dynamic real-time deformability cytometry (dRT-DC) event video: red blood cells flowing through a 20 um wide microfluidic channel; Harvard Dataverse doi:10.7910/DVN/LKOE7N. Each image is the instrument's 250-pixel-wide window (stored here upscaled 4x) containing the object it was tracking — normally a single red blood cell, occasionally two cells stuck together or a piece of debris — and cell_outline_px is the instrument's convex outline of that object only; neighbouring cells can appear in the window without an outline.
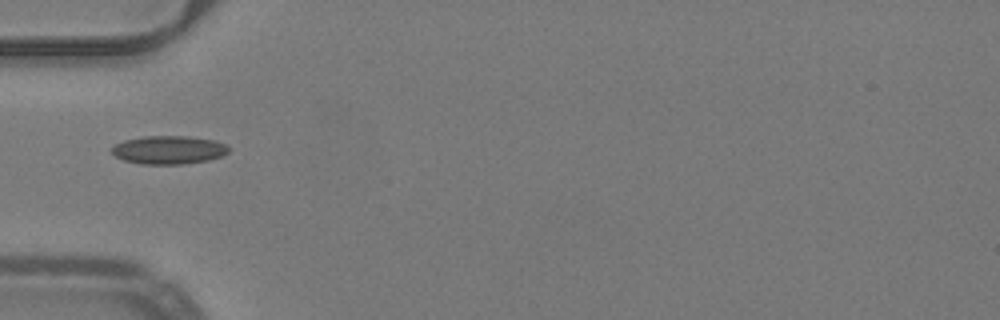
{"species": "common noctule bat (a hibernating species)", "species_latin": "Nyctalus noctula", "temperature_condition": "warm", "stored_images_in_passage": 35, "camera_frame_rate_fps": 3000, "um_per_image_px": 0.085, "animal": {"sex": "male", "body_mass_g": 19.2, "forearm_length_mm": 51.8}, "frame": {"image": 1, "passage_image": 1, "time_ms": 0.0, "image_size_px": [1000, 320], "cell_outline_px": [[228, 152], [224, 156], [208, 160], [184, 164], [140, 164], [124, 160], [116, 156], [112, 152], [112, 148], [116, 144], [124, 140], [144, 136], [188, 136], [216, 140], [224, 144], [228, 148]], "centroid_in_image_um": [14.36, 12.74], "position_along_channel_um": 70.6, "area_um2": 19.31}}
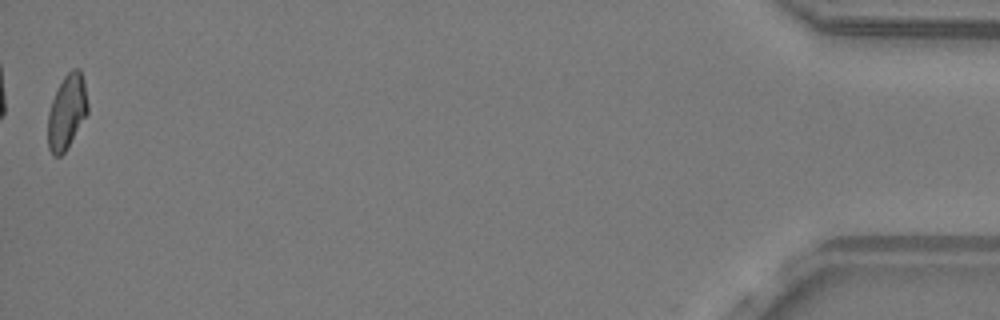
{"frame": {"image": 2, "passage_image": 35, "time_ms": 11.333, "image_size_px": [1000, 320], "cell_outline_px": [[88, 112], [64, 152], [60, 156], [52, 156], [48, 148], [48, 112], [52, 100], [64, 76], [72, 68], [80, 68], [84, 80], [88, 104]], "centroid_in_image_um": [5.68, 9.49], "position_along_channel_um": 429.5, "area_um2": 17.17}, "authors_computed_cell_mechanics": {"area_um2": 17.629, "velocity_mm_per_s": 4.0095, "shape_relaxation_time_tau1_ms": 8.0397, "shape_relaxation_time_tau2_ms": 1.339, "deformation_change_tau1": 0.1593, "deformation_change_tau2": 0.0715}}